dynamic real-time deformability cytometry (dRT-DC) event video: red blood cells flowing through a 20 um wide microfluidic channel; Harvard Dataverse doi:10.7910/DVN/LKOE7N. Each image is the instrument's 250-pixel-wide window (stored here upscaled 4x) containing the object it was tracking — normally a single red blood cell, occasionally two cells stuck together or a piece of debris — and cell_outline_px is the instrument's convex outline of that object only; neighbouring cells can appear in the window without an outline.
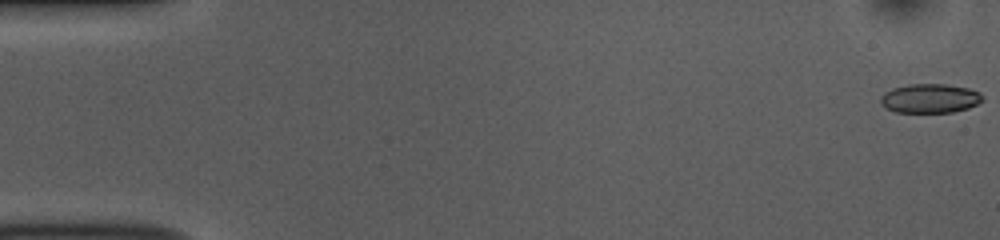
{"species": "common noctule bat (a hibernating species)", "species_latin": "Nyctalus noctula", "temperature_condition": "room temperature", "stored_images_in_passage": 53, "camera_frame_rate_fps": 3000, "um_per_image_px": 0.085, "animal": {"sex": "female", "body_mass_g": 10.0, "forearm_length_mm": 53.1}, "frame": {"image": 1, "passage_image": 1, "time_ms": 0.0, "image_size_px": [1000, 240], "cell_outline_px": [[984, 100], [968, 108], [952, 112], [896, 112], [884, 108], [880, 104], [880, 96], [884, 92], [892, 88], [908, 84], [944, 84], [968, 88], [980, 92], [984, 96]], "centroid_in_image_um": [79.02, 8.36], "position_along_channel_um": 6.0, "area_um2": 17.51}}
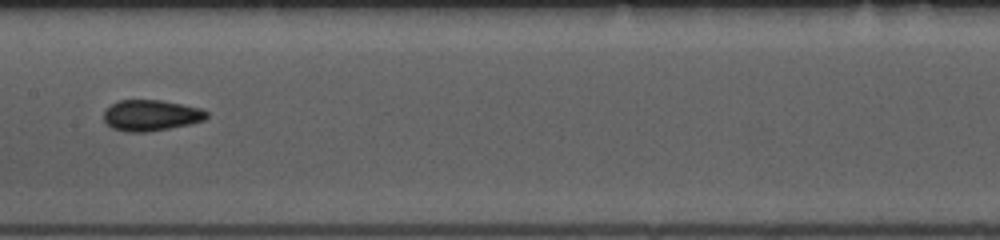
{"frame": {"image": 2, "passage_image": 27, "time_ms": 8.667, "image_size_px": [1000, 240], "cell_outline_px": [[208, 116], [204, 120], [192, 124], [144, 132], [128, 132], [112, 128], [104, 120], [104, 112], [112, 104], [120, 100], [160, 100], [200, 108], [208, 112]], "centroid_in_image_um": [12.85, 9.81], "position_along_channel_um": 194.6, "area_um2": 18.38}}
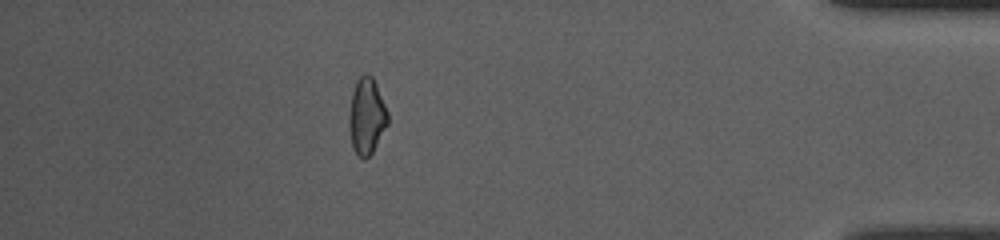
{"frame": {"image": 3, "passage_image": 47, "time_ms": 15.333, "image_size_px": [1000, 240], "cell_outline_px": [[388, 124], [372, 152], [364, 160], [356, 156], [352, 148], [348, 124], [348, 116], [352, 92], [356, 80], [364, 72], [368, 72], [372, 76], [376, 84], [388, 112]], "centroid_in_image_um": [31.14, 9.87], "position_along_channel_um": 404.1, "area_um2": 17.51}, "authors_computed_cell_mechanics": {"area_um2": 17.7446, "velocity_mm_per_s": 3.8265, "shape_relaxation_time_tau1_ms": 8.7255, "shape_relaxation_time_tau2_ms": 1.9795, "deformation_change_tau1": 0.1625, "deformation_change_tau2": 0.0752}}